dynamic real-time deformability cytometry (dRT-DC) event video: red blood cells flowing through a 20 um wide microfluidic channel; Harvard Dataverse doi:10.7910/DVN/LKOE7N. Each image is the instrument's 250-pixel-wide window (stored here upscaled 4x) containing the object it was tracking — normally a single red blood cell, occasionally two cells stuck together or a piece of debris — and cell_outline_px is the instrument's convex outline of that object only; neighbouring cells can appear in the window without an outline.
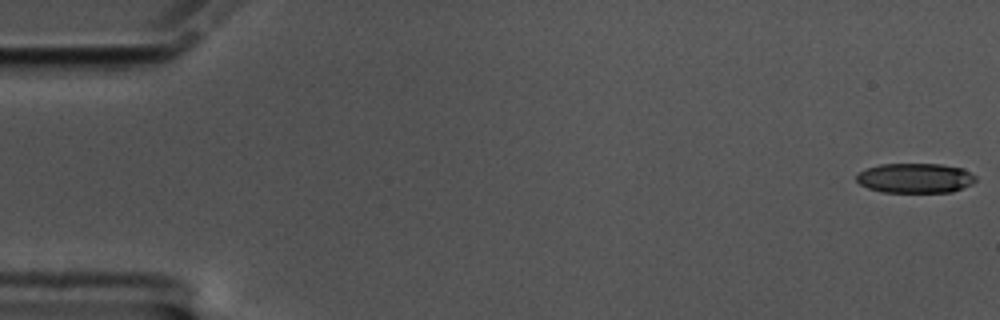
{"species": "common noctule bat (a hibernating species)", "species_latin": "Nyctalus noctula", "temperature_condition": "cold", "stored_images_in_passage": 59, "camera_frame_rate_fps": 3000, "um_per_image_px": 0.085, "animal": {"sex": "male", "body_mass_g": 17.5, "forearm_length_mm": 52.3}, "frame": {"image": 1, "passage_image": 1, "time_ms": 0.0, "image_size_px": [1000, 320], "cell_outline_px": [[976, 180], [972, 184], [952, 192], [880, 192], [868, 188], [860, 184], [856, 180], [856, 176], [860, 172], [868, 168], [880, 164], [940, 164], [964, 168], [976, 176]], "centroid_in_image_um": [77.81, 15.14], "position_along_channel_um": 7.2, "area_um2": 20.75}}
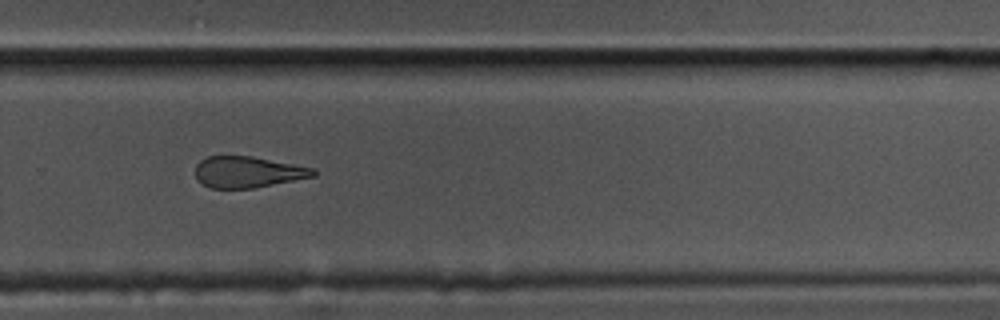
{"frame": {"image": 2, "passage_image": 40, "time_ms": 13.0, "image_size_px": [1000, 320], "cell_outline_px": [[316, 176], [252, 188], [208, 188], [196, 180], [196, 164], [200, 160], [208, 156], [252, 156], [316, 168]], "centroid_in_image_um": [21.05, 14.62], "position_along_channel_um": 308.7, "area_um2": 21.56}}
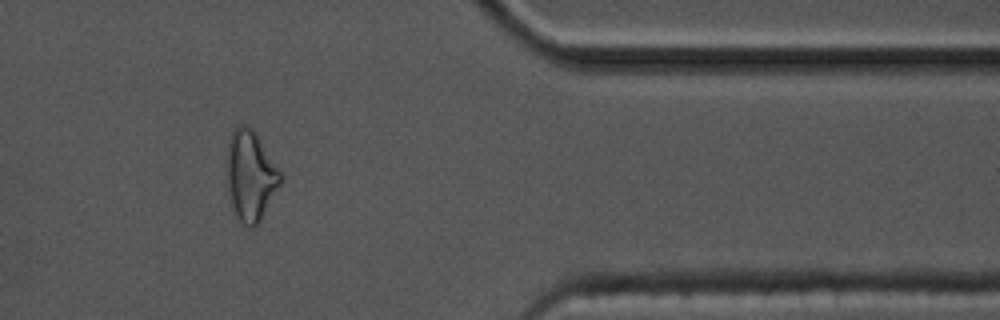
{"frame": {"image": 3, "passage_image": 49, "time_ms": 16.0, "image_size_px": [1000, 320], "cell_outline_px": [[284, 176], [280, 184], [260, 220], [252, 228], [248, 228], [240, 220], [228, 200], [228, 140], [232, 132], [240, 124], [244, 124], [252, 128], [256, 132]], "centroid_in_image_um": [21.31, 14.91], "position_along_channel_um": 390.1, "area_um2": 27.98}, "authors_computed_cell_mechanics": {"area_um2": 23.6402, "velocity_mm_per_s": 3.4168, "shape_relaxation_time_tau1_ms": 6.5518, "shape_relaxation_time_tau2_ms": 3.9495, "deformation_change_tau1": 0.1534, "deformation_change_tau2": 0.1356}}